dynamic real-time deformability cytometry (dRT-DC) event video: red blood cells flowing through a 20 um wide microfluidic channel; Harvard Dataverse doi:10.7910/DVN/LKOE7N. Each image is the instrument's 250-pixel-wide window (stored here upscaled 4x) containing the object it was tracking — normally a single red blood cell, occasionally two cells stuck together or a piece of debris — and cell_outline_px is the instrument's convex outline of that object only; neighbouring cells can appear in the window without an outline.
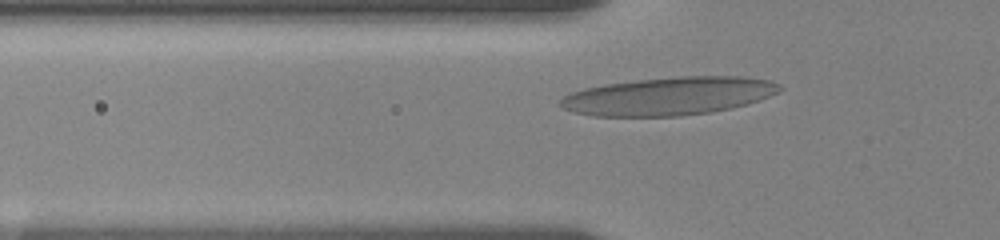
{"species": "human", "species_latin": "Homo sapiens", "temperature_condition": "room temperature", "stored_images_in_passage": 22, "camera_frame_rate_fps": 3000, "um_per_image_px": 0.085, "donor": {"sex": "female"}, "frame": {"image": 1, "passage_image": 8, "time_ms": 3.333, "image_size_px": [1000, 240], "cell_outline_px": [[784, 88], [768, 96], [748, 104], [732, 108], [712, 112], [680, 116], [592, 116], [572, 112], [564, 108], [560, 104], [560, 100], [564, 96], [572, 92], [584, 88], [604, 84], [636, 80], [680, 76], [740, 76], [768, 80], [780, 84]], "centroid_in_image_um": [56.84, 8.17], "position_along_channel_um": 69.0, "area_um2": 48.67}}
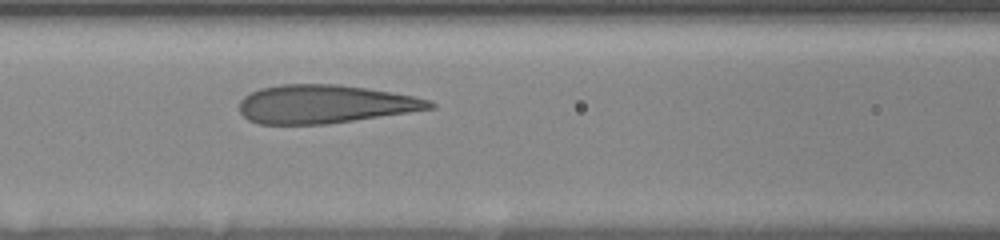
{"frame": {"image": 2, "passage_image": 12, "time_ms": 5.333, "image_size_px": [1000, 240], "cell_outline_px": [[436, 108], [328, 124], [260, 124], [248, 120], [240, 112], [240, 100], [244, 96], [260, 88], [280, 84], [336, 84], [392, 92], [432, 100], [436, 104]], "centroid_in_image_um": [27.61, 8.85], "position_along_channel_um": 139.0, "area_um2": 42.54}}
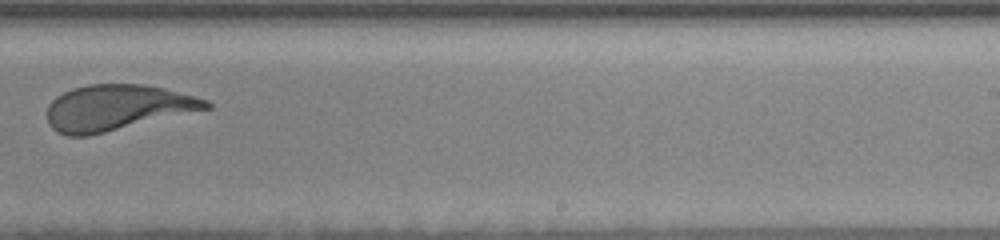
{"frame": {"image": 3, "passage_image": 20, "time_ms": 9.333, "image_size_px": [1000, 240], "cell_outline_px": [[212, 108], [88, 136], [68, 136], [56, 132], [48, 124], [48, 104], [56, 96], [72, 88], [88, 84], [144, 84], [164, 88], [208, 100], [212, 104]], "centroid_in_image_um": [9.93, 9.15], "position_along_channel_um": 279.1, "area_um2": 42.37}}